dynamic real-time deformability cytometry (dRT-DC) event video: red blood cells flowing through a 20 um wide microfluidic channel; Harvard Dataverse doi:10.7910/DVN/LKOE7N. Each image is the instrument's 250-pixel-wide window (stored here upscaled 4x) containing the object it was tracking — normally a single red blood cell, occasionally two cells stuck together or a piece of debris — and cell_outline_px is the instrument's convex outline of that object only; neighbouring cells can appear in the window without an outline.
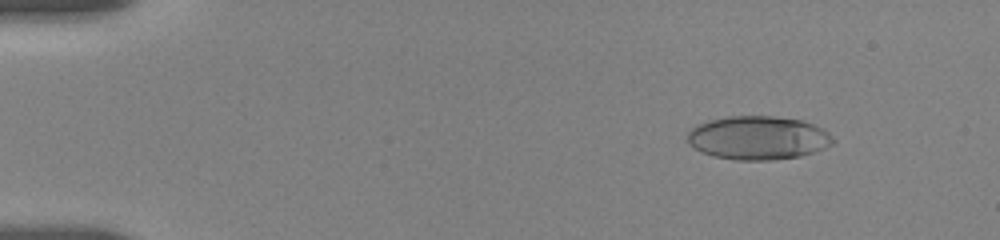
{"species": "human", "species_latin": "Homo sapiens", "temperature_condition": "room temperature", "stored_images_in_passage": 45, "camera_frame_rate_fps": 3000, "um_per_image_px": 0.085, "donor": {"sex": "female"}, "frame": {"image": 1, "passage_image": 5, "time_ms": 2.0, "image_size_px": [1000, 240], "cell_outline_px": [[836, 140], [832, 144], [824, 148], [800, 156], [772, 160], [736, 160], [712, 156], [696, 148], [688, 140], [688, 132], [696, 124], [708, 120], [728, 116], [772, 116], [800, 120], [812, 124], [828, 132]], "centroid_in_image_um": [64.44, 11.71], "position_along_channel_um": 20.6, "area_um2": 36.76}}
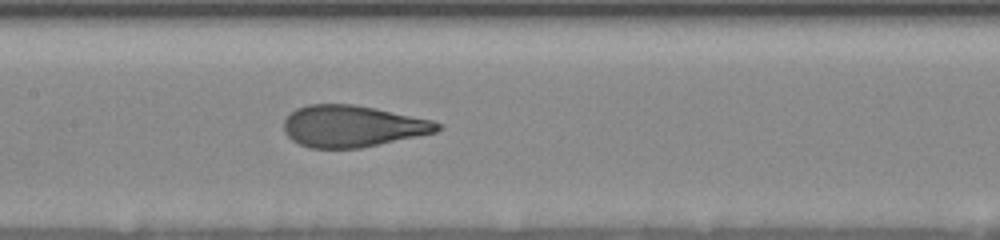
{"frame": {"image": 2, "passage_image": 21, "time_ms": 9.0, "image_size_px": [1000, 240], "cell_outline_px": [[444, 128], [436, 132], [360, 148], [308, 148], [292, 140], [284, 132], [284, 120], [296, 108], [308, 104], [352, 104], [376, 108], [432, 120], [440, 124]], "centroid_in_image_um": [29.95, 10.72], "position_along_channel_um": 177.5, "area_um2": 37.17}}
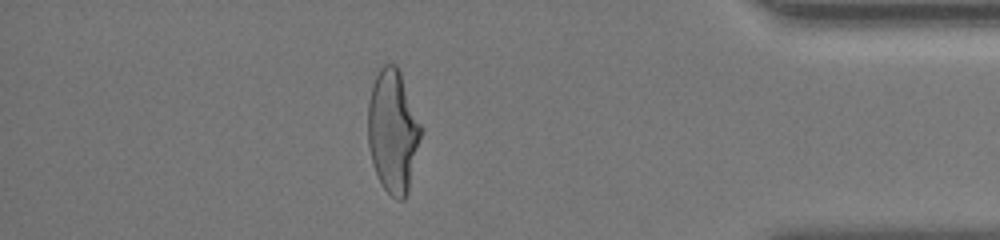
{"frame": {"image": 3, "passage_image": 38, "time_ms": 16.0, "image_size_px": [1000, 240], "cell_outline_px": [[424, 128], [408, 192], [404, 200], [396, 200], [384, 188], [372, 164], [368, 144], [368, 104], [372, 84], [380, 68], [384, 64], [396, 64], [400, 72]], "centroid_in_image_um": [33.42, 11.16], "position_along_channel_um": 401.8, "area_um2": 38.38}, "authors_computed_cell_mechanics": {"area_um2": 37.6856, "velocity_mm_per_s": 3.6458, "shape_relaxation_time_tau1_ms": 3.7812, "shape_relaxation_time_tau2_ms": 0.7577, "deformation_change_tau1": 0.179, "deformation_change_tau2": 0.0698}}